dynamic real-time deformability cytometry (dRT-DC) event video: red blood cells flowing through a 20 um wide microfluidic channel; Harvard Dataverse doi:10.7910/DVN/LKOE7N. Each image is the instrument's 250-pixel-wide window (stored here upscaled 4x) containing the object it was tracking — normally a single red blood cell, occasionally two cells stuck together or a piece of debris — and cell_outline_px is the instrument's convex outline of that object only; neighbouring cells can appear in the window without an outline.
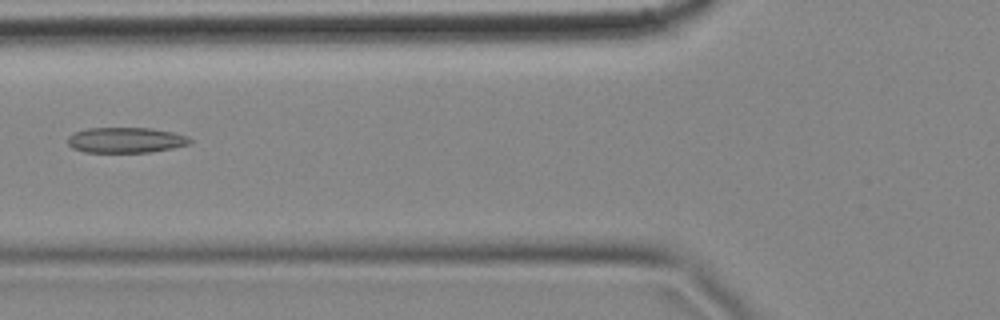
{"species": "common noctule bat (a hibernating species)", "species_latin": "Nyctalus noctula", "temperature_condition": "cold", "stored_images_in_passage": 7, "camera_frame_rate_fps": 3000, "um_per_image_px": 0.085, "animal": {"sex": "female", "body_mass_g": 18.4}, "frame": {"image": 1, "passage_image": 5, "time_ms": 1.333, "image_size_px": [1000, 320], "cell_outline_px": [[192, 140], [188, 144], [172, 148], [152, 152], [84, 152], [72, 148], [68, 144], [68, 136], [76, 132], [88, 128], [152, 128], [172, 132], [188, 136]], "centroid_in_image_um": [10.69, 11.91], "position_along_channel_um": 115.1, "area_um2": 18.09}}
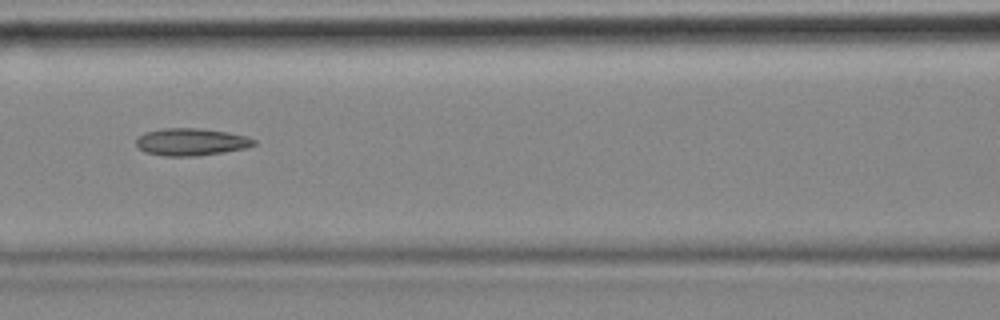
{"frame": {"image": 2, "passage_image": 6, "time_ms": 1.667, "image_size_px": [1000, 320], "cell_outline_px": [[256, 144], [244, 148], [224, 152], [196, 156], [164, 156], [144, 152], [136, 144], [136, 140], [144, 132], [164, 128], [200, 128], [228, 132], [244, 136], [256, 140]], "centroid_in_image_um": [16.23, 12.06], "position_along_channel_um": 150.4, "area_um2": 18.67}}
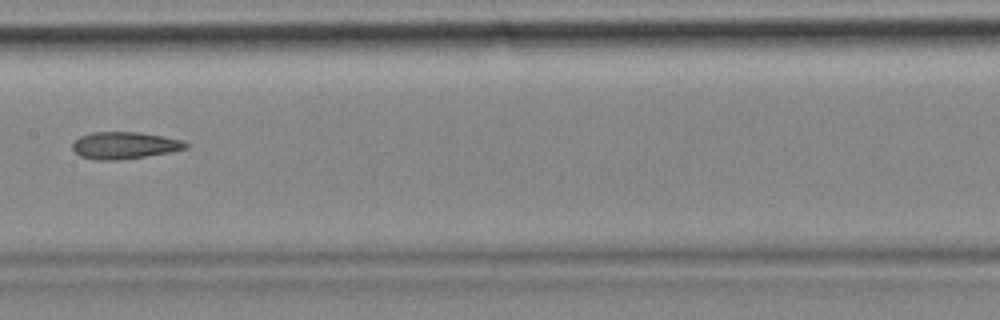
{"frame": {"image": 3, "passage_image": 7, "time_ms": 2.0, "image_size_px": [1000, 320], "cell_outline_px": [[188, 148], [172, 152], [116, 160], [96, 160], [80, 156], [72, 148], [72, 140], [80, 136], [92, 132], [140, 132], [184, 140], [188, 144]], "centroid_in_image_um": [10.58, 12.35], "position_along_channel_um": 196.8, "area_um2": 17.92}}